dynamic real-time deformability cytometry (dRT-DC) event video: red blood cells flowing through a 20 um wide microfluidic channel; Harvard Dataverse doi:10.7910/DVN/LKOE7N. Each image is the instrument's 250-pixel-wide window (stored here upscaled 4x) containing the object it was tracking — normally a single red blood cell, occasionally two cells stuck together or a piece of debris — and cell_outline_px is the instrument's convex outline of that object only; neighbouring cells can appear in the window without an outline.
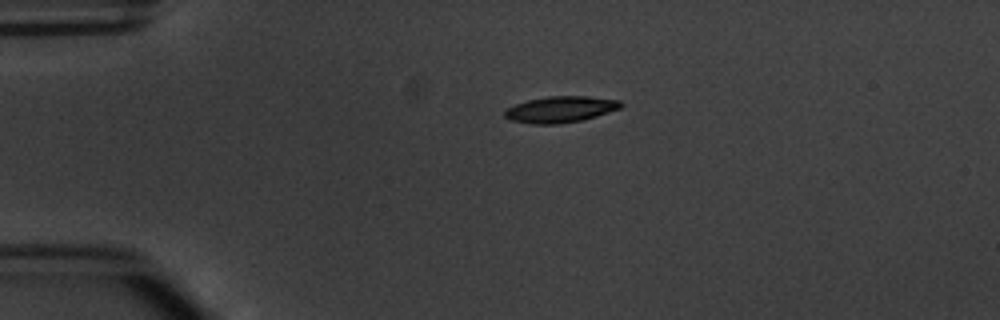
{"species": "common noctule bat (a hibernating species)", "species_latin": "Nyctalus noctula", "temperature_condition": "warm", "stored_images_in_passage": 2, "camera_frame_rate_fps": 3000, "um_per_image_px": 0.085, "animal": {"sex": "male", "body_mass_g": 20.1, "forearm_length_mm": 53.5}, "frame": {"image": 1, "passage_image": 1, "time_ms": 0.0, "image_size_px": [1000, 320], "cell_outline_px": [[624, 104], [620, 108], [596, 116], [580, 120], [556, 124], [532, 124], [508, 120], [504, 116], [504, 112], [508, 108], [516, 104], [528, 100], [548, 96], [588, 96], [620, 100]], "centroid_in_image_um": [47.63, 9.29], "position_along_channel_um": 37.4, "area_um2": 17.69}}